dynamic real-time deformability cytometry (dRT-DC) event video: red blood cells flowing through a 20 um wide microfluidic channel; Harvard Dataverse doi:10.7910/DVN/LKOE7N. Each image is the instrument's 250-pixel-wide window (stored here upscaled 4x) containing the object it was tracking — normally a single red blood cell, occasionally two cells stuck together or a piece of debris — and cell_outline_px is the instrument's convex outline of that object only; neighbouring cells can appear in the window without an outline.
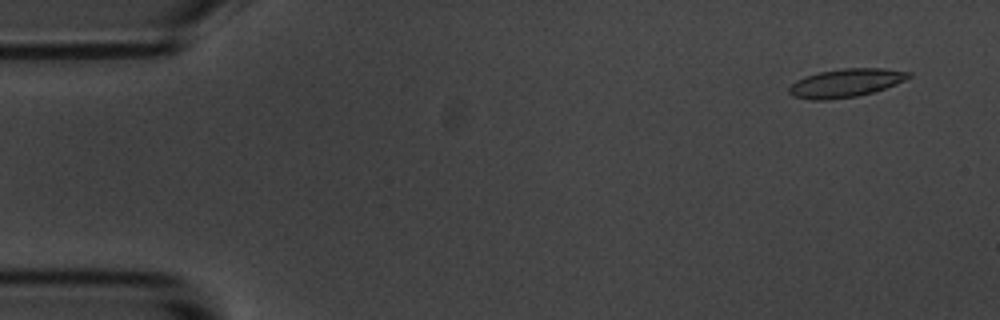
{"species": "common noctule bat (a hibernating species)", "species_latin": "Nyctalus noctula", "temperature_condition": "room temperature", "stored_images_in_passage": 5, "camera_frame_rate_fps": 3000, "um_per_image_px": 0.085, "animal": {"sex": "male", "body_mass_g": 20.1, "forearm_length_mm": 53.5}, "frame": {"image": 1, "passage_image": 1, "time_ms": 0.0, "image_size_px": [1000, 320], "cell_outline_px": [[912, 76], [896, 84], [876, 92], [856, 96], [828, 100], [812, 100], [792, 96], [788, 92], [788, 88], [796, 80], [804, 76], [820, 72], [844, 68], [884, 68], [912, 72]], "centroid_in_image_um": [71.9, 7.05], "position_along_channel_um": 13.1, "area_um2": 19.94}}